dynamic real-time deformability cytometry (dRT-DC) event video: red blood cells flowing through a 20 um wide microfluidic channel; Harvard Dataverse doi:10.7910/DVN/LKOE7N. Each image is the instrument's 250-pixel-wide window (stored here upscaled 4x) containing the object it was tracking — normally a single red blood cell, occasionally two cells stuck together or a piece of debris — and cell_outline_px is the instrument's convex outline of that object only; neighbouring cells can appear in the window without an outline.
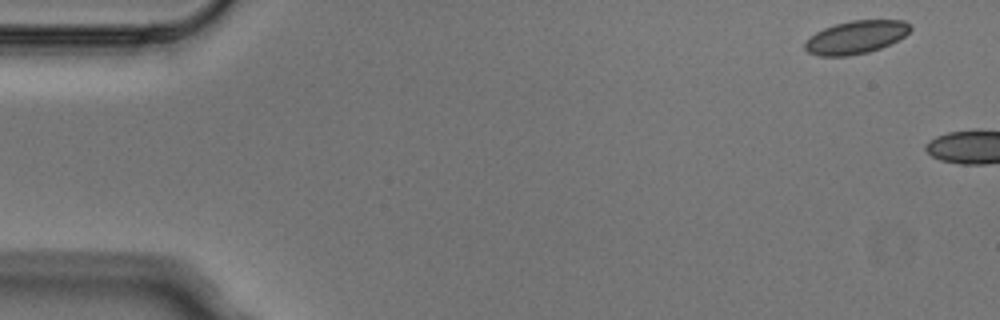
{"species": "Egyptian fruit bat (a non-hibernating species)", "species_latin": "Rousettus aegyptiacus", "temperature_condition": "cold", "stored_images_in_passage": 4, "camera_frame_rate_fps": 3000, "um_per_image_px": 0.085, "animal": {"sex": "male"}, "frame": {"image": 1, "passage_image": 1, "time_ms": 0.0, "image_size_px": [1000, 320], "cell_outline_px": [[912, 28], [904, 36], [880, 48], [868, 52], [848, 56], [820, 56], [808, 52], [804, 48], [804, 44], [816, 32], [824, 28], [836, 24], [852, 20], [904, 20]], "centroid_in_image_um": [72.74, 3.16], "position_along_channel_um": 12.3, "area_um2": 20.0}}